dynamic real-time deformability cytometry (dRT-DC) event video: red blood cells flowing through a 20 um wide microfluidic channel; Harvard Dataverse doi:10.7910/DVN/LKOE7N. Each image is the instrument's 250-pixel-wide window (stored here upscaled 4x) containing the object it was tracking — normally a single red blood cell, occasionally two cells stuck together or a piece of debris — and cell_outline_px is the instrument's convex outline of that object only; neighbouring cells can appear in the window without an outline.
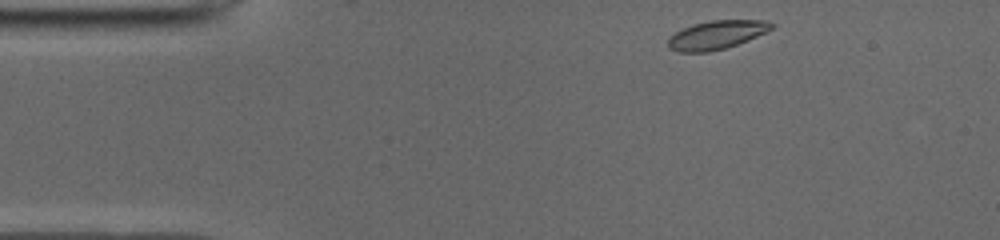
{"species": "common noctule bat (a hibernating species)", "species_latin": "Nyctalus noctula", "temperature_condition": "cold", "stored_images_in_passage": 44, "camera_frame_rate_fps": 3000, "um_per_image_px": 0.085, "animal": {"sex": "male", "body_mass_g": 19.0, "forearm_length_mm": 50.8}, "frame": {"image": 1, "passage_image": 1, "time_ms": 0.0, "image_size_px": [1000, 240], "cell_outline_px": [[776, 24], [772, 28], [748, 40], [724, 48], [708, 52], [680, 52], [668, 48], [668, 40], [676, 32], [684, 28], [696, 24], [712, 20], [768, 20]], "centroid_in_image_um": [60.93, 2.96], "position_along_channel_um": 24.1, "area_um2": 16.94}}
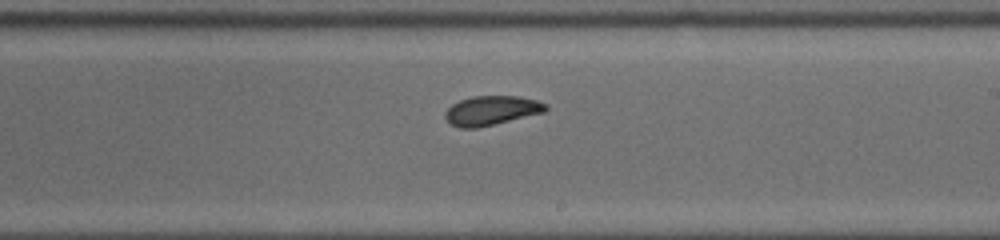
{"frame": {"image": 2, "passage_image": 23, "time_ms": 7.333, "image_size_px": [1000, 240], "cell_outline_px": [[548, 108], [544, 112], [476, 128], [460, 128], [452, 124], [444, 116], [444, 112], [452, 104], [460, 100], [472, 96], [520, 96], [536, 100], [548, 104]], "centroid_in_image_um": [41.77, 9.38], "position_along_channel_um": 247.2, "area_um2": 17.05}}
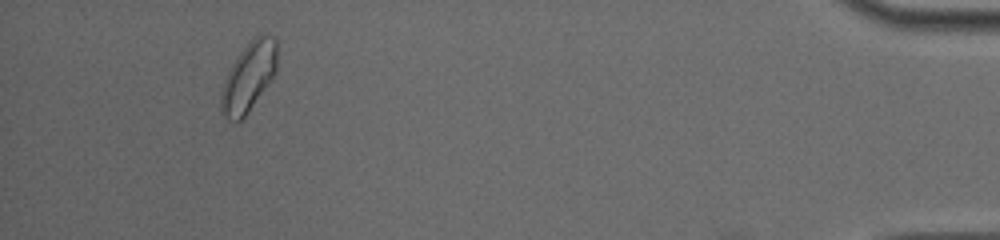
{"frame": {"image": 3, "passage_image": 41, "time_ms": 13.333, "image_size_px": [1000, 240], "cell_outline_px": [[276, 68], [272, 76], [248, 112], [240, 120], [236, 120], [224, 116], [220, 112], [220, 92], [228, 72], [232, 64], [240, 52], [252, 36], [276, 36]], "centroid_in_image_um": [21.1, 6.51], "position_along_channel_um": 414.1, "area_um2": 21.96}, "authors_computed_cell_mechanics": {"area_um2": 17.2822, "velocity_mm_per_s": 3.9141, "shape_relaxation_time_tau1_ms": 4.6519, "shape_relaxation_time_tau2_ms": 0.9865, "deformation_change_tau1": 0.127, "deformation_change_tau2": 0.0534}}